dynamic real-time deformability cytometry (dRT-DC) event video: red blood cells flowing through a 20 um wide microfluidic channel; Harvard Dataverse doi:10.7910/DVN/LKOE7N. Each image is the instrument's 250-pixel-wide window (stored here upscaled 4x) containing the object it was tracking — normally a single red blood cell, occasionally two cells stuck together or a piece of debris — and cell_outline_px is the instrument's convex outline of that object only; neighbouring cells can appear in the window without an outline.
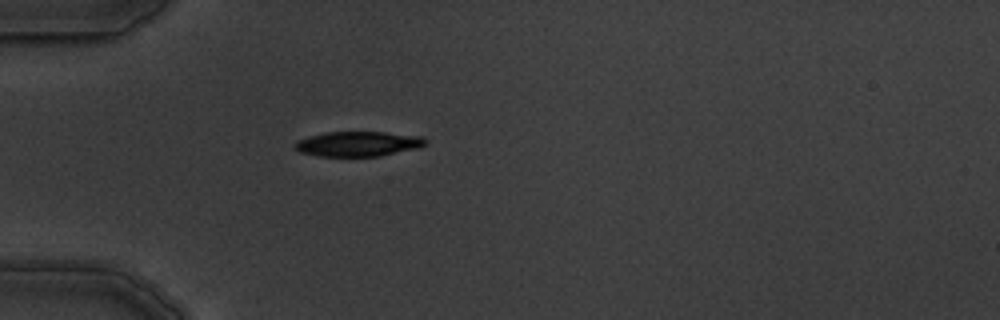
{"species": "common noctule bat (a hibernating species)", "species_latin": "Nyctalus noctula", "temperature_condition": "warm", "stored_images_in_passage": 1, "camera_frame_rate_fps": 3000, "um_per_image_px": 0.085, "animal": {"sex": "male", "body_mass_g": 19.5, "forearm_length_mm": 54.6}, "frame": {"image": 1, "passage_image": 1, "time_ms": 0.0, "image_size_px": [1000, 320], "cell_outline_px": [[428, 140], [420, 148], [380, 156], [320, 156], [300, 152], [292, 148], [292, 144], [296, 140], [308, 136], [324, 132], [384, 132], [424, 136]], "centroid_in_image_um": [30.42, 12.22], "position_along_channel_um": 54.6, "area_um2": 19.31}}